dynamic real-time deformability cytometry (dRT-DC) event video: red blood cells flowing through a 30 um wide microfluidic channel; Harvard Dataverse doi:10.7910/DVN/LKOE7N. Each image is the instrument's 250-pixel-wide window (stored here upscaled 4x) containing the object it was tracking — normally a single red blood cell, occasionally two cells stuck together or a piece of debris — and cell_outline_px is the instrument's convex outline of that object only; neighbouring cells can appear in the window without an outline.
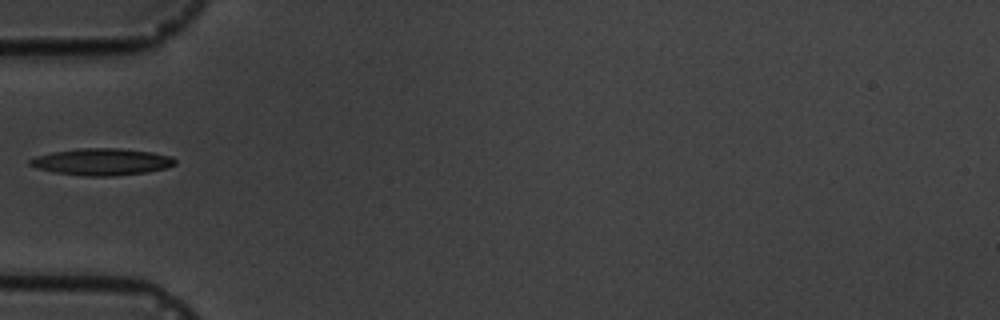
{"species": "common noctule bat (a hibernating species)", "species_latin": "Nyctalus noctula", "temperature_condition": "cold", "stored_images_in_passage": 6, "camera_frame_rate_fps": 3000, "um_per_image_px": 0.085, "animal": {"sex": "male", "body_mass_g": 19.5, "forearm_length_mm": 54.6}, "frame": {"image": 1, "passage_image": 6, "time_ms": 5.667, "image_size_px": [1000, 320], "cell_outline_px": [[176, 164], [164, 168], [144, 172], [116, 176], [88, 176], [56, 172], [36, 168], [28, 164], [28, 160], [36, 156], [52, 152], [80, 148], [120, 148], [152, 152], [172, 156], [176, 160]], "centroid_in_image_um": [8.65, 13.74], "position_along_channel_um": 76.4, "area_um2": 22.6}}